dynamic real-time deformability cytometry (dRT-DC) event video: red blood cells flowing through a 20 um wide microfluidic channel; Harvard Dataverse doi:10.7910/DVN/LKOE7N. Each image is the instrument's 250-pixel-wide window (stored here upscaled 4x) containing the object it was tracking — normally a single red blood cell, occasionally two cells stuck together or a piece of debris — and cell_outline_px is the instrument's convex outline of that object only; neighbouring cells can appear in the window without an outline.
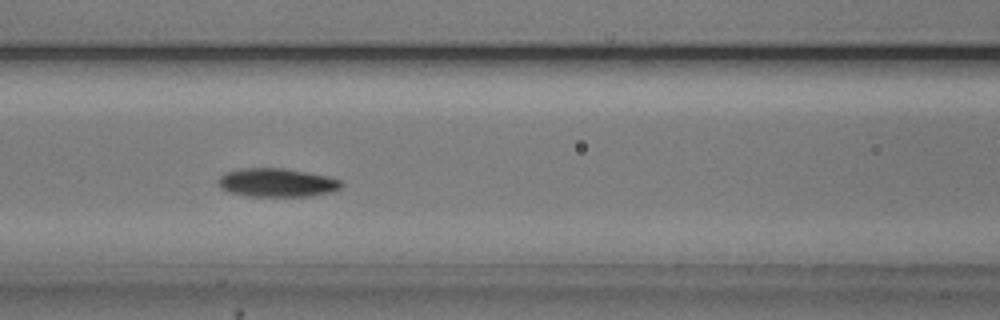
{"species": "common noctule bat (a hibernating species)", "species_latin": "Nyctalus noctula", "temperature_condition": "cold", "stored_images_in_passage": 52, "camera_frame_rate_fps": 3000, "um_per_image_px": 0.085, "animal": {"sex": "male", "body_mass_g": 20.5, "forearm_length_mm": 52.5}, "frame": {"image": 1, "passage_image": 21, "time_ms": 6.667, "image_size_px": [1000, 320], "cell_outline_px": [[344, 184], [340, 188], [332, 192], [308, 196], [248, 196], [228, 192], [220, 188], [216, 180], [224, 172], [240, 168], [284, 168], [328, 176], [344, 180]], "centroid_in_image_um": [23.53, 15.52], "position_along_channel_um": 143.1, "area_um2": 20.81}}
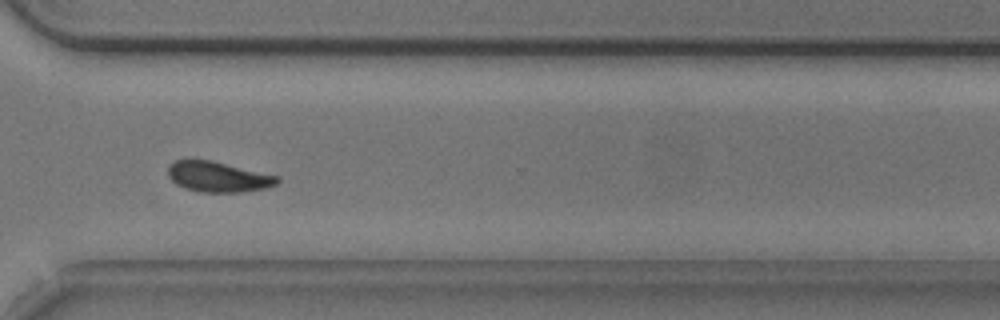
{"frame": {"image": 2, "passage_image": 38, "time_ms": 12.333, "image_size_px": [1000, 320], "cell_outline_px": [[280, 180], [276, 184], [268, 188], [240, 192], [200, 192], [184, 188], [176, 184], [168, 176], [168, 168], [176, 160], [212, 160], [280, 176]], "centroid_in_image_um": [18.58, 15.03], "position_along_channel_um": 352.0, "area_um2": 19.42}}
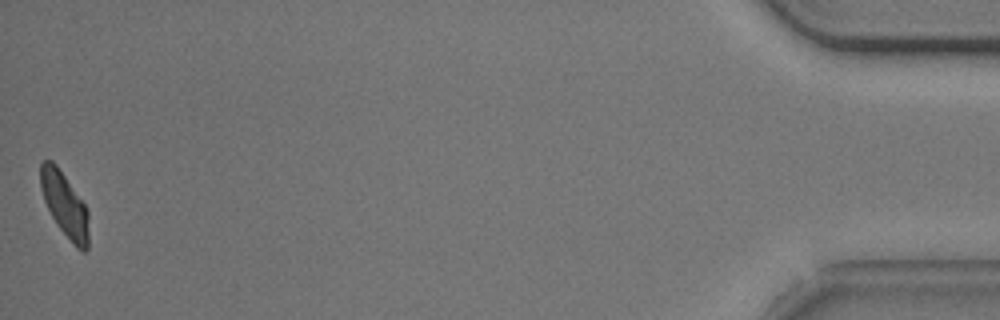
{"frame": {"image": 3, "passage_image": 52, "time_ms": 17.0, "image_size_px": [1000, 320], "cell_outline_px": [[88, 248], [84, 252], [76, 248], [56, 224], [44, 200], [40, 188], [40, 164], [44, 160], [52, 160], [56, 164], [84, 204], [88, 212]], "centroid_in_image_um": [5.48, 17.41], "position_along_channel_um": 429.7, "area_um2": 17.92}, "authors_computed_cell_mechanics": {"area_um2": 19.4497, "velocity_mm_per_s": 3.6932, "shape_relaxation_time_tau1_ms": 1.8368, "shape_relaxation_time_tau2_ms": 3.8951, "deformation_change_tau1": 0.111, "deformation_change_tau2": 0.0852}}